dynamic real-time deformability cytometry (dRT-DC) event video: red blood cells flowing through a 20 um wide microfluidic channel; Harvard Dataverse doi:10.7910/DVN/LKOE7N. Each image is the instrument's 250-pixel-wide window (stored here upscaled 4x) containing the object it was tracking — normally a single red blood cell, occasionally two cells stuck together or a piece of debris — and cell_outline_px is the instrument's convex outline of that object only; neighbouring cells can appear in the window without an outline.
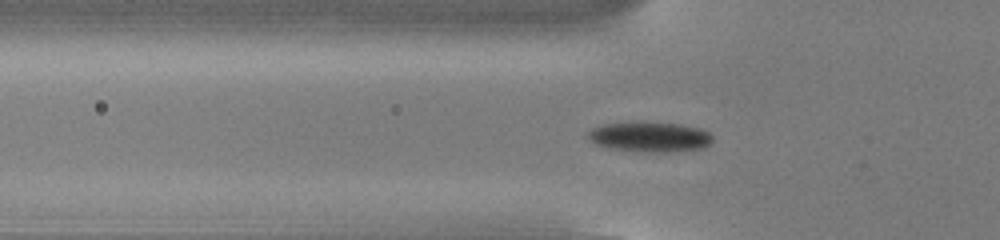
{"species": "common noctule bat (a hibernating species)", "species_latin": "Nyctalus noctula", "temperature_condition": "cold", "stored_images_in_passage": 55, "camera_frame_rate_fps": 3000, "um_per_image_px": 0.085, "animal": {"sex": "male", "body_mass_g": 13.0, "forearm_length_mm": 53.1}, "frame": {"image": 1, "passage_image": 19, "time_ms": 6.0, "image_size_px": [1000, 240], "cell_outline_px": [[712, 140], [704, 148], [668, 152], [640, 152], [608, 148], [596, 144], [588, 136], [588, 132], [592, 128], [604, 124], [680, 124], [700, 128], [708, 132], [712, 136]], "centroid_in_image_um": [55.26, 11.67], "position_along_channel_um": 70.5, "area_um2": 21.15}}
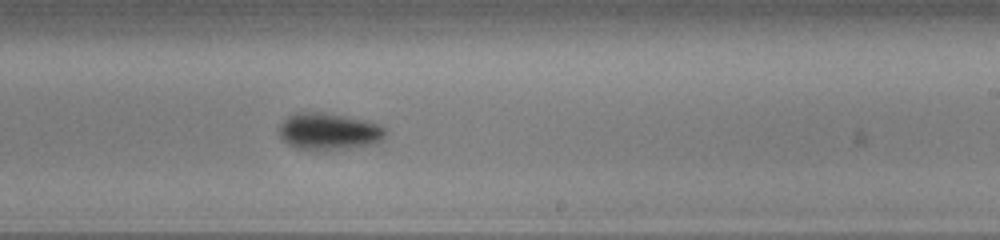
{"frame": {"image": 2, "passage_image": 34, "time_ms": 11.0, "image_size_px": [1000, 240], "cell_outline_px": [[384, 136], [380, 140], [372, 144], [348, 148], [296, 148], [288, 144], [280, 136], [280, 124], [288, 116], [296, 112], [320, 112], [368, 120], [380, 124], [384, 128]], "centroid_in_image_um": [27.95, 11.13], "position_along_channel_um": 261.1, "area_um2": 22.25}}
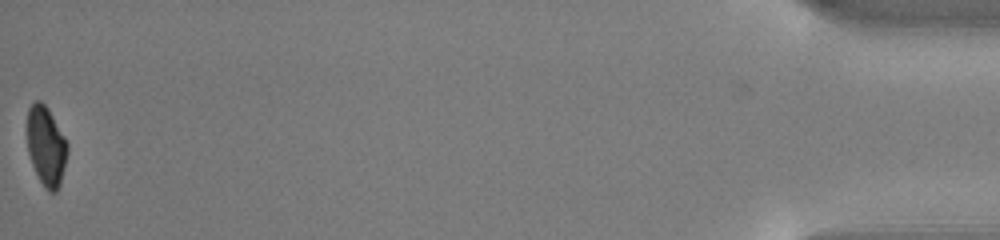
{"frame": {"image": 3, "passage_image": 55, "time_ms": 18.0, "image_size_px": [1000, 240], "cell_outline_px": [[68, 152], [60, 184], [56, 192], [48, 192], [44, 188], [32, 164], [28, 152], [28, 108], [36, 100], [40, 100], [48, 108], [64, 136], [68, 144]], "centroid_in_image_um": [3.93, 12.43], "position_along_channel_um": 431.3, "area_um2": 18.5}, "authors_computed_cell_mechanics": {"area_um2": 20.4612, "velocity_mm_per_s": 3.8256, "shape_relaxation_time_tau1_ms": 2.6431, "shape_relaxation_time_tau2_ms": null, "deformation_change_tau1": 0.1187, "deformation_change_tau2": null}}